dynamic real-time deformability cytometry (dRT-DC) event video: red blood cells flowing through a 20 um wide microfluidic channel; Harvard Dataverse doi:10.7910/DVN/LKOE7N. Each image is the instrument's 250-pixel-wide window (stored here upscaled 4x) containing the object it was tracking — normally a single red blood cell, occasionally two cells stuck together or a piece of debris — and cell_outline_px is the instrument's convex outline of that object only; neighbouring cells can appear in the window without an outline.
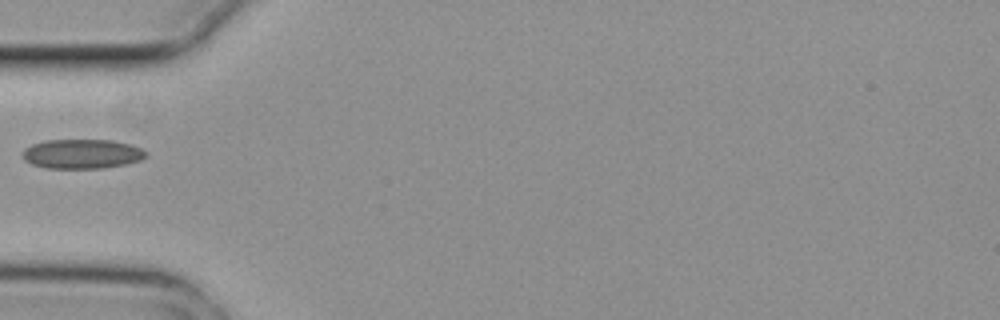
{"species": "common noctule bat (a hibernating species)", "species_latin": "Nyctalus noctula", "temperature_condition": "cold", "stored_images_in_passage": 1, "camera_frame_rate_fps": 3000, "um_per_image_px": 0.085, "animal": {"sex": "female", "body_mass_g": 29.2, "forearm_length_mm": 56.3}, "frame": {"image": 1, "passage_image": 1, "time_ms": 0.0, "image_size_px": [1000, 320], "cell_outline_px": [[148, 156], [140, 160], [128, 164], [104, 168], [48, 168], [32, 164], [24, 160], [24, 148], [32, 144], [44, 140], [112, 140], [132, 144], [148, 152]], "centroid_in_image_um": [7.02, 13.08], "position_along_channel_um": 78.0, "area_um2": 21.33}}